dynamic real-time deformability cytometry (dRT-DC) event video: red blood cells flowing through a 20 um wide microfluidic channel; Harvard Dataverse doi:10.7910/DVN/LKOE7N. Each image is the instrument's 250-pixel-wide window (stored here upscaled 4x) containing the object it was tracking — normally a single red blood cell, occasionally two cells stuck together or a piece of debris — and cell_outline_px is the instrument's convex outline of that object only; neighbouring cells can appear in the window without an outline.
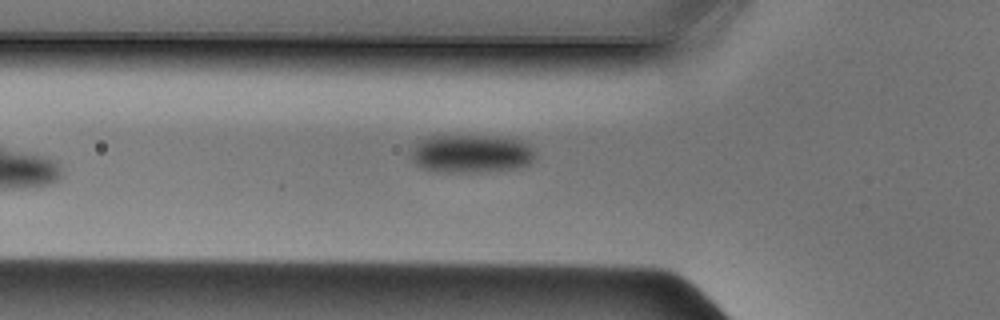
{"species": "Egyptian fruit bat (a non-hibernating species)", "species_latin": "Rousettus aegyptiacus", "temperature_condition": "cold", "stored_images_in_passage": 19, "camera_frame_rate_fps": 3000, "um_per_image_px": 0.085, "animal": {"sex": "male"}, "frame": {"image": 1, "passage_image": 3, "time_ms": 0.667, "image_size_px": [1000, 320], "cell_outline_px": [[536, 156], [528, 164], [520, 168], [480, 172], [436, 172], [420, 168], [408, 156], [408, 152], [420, 140], [428, 136], [500, 136], [524, 140], [536, 152]], "centroid_in_image_um": [40.04, 13.06], "position_along_channel_um": 85.8, "area_um2": 28.38}}
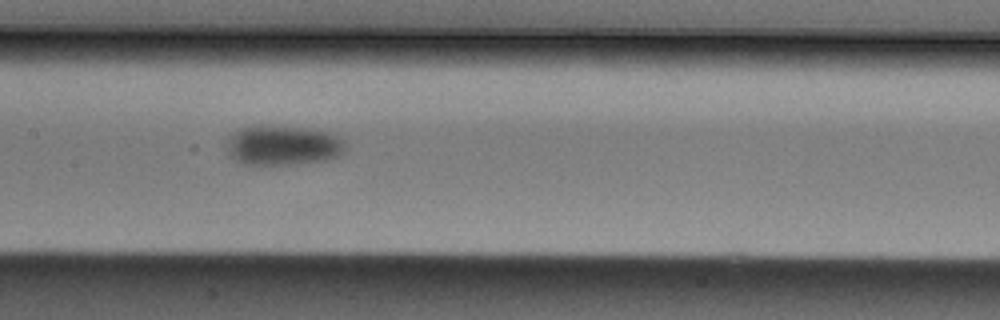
{"frame": {"image": 2, "passage_image": 10, "time_ms": 3.0, "image_size_px": [1000, 320], "cell_outline_px": [[344, 152], [336, 156], [324, 160], [288, 164], [240, 164], [228, 156], [228, 136], [240, 128], [260, 124], [264, 124], [300, 128], [332, 132], [344, 144]], "centroid_in_image_um": [23.97, 12.34], "position_along_channel_um": 183.4, "area_um2": 27.46}}
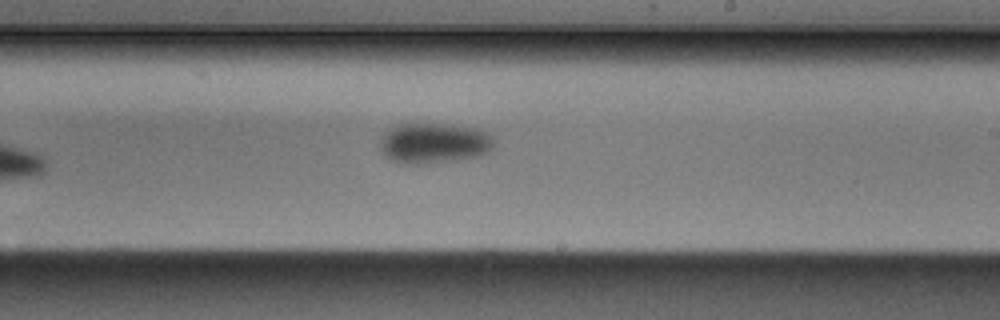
{"frame": {"image": 3, "passage_image": 15, "time_ms": 4.667, "image_size_px": [1000, 320], "cell_outline_px": [[492, 148], [488, 152], [480, 156], [456, 160], [416, 164], [404, 164], [388, 160], [384, 156], [380, 148], [380, 140], [396, 124], [444, 124], [476, 128], [484, 132], [492, 140]], "centroid_in_image_um": [36.84, 12.19], "position_along_channel_um": 252.2, "area_um2": 26.59}}